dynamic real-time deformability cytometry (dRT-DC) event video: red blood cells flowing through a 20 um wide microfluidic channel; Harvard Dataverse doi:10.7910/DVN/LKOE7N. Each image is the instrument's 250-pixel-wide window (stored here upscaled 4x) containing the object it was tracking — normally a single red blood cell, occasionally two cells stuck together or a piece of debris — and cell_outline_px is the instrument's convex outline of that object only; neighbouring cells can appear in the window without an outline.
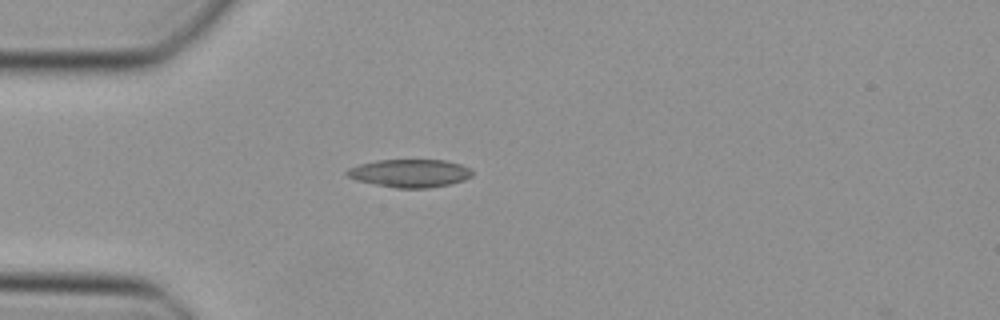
{"species": "Egyptian fruit bat (a non-hibernating species)", "species_latin": "Rousettus aegyptiacus", "temperature_condition": "cold", "stored_images_in_passage": 35, "camera_frame_rate_fps": 3000, "um_per_image_px": 0.085, "animal": {"sex": "female"}, "frame": {"image": 1, "passage_image": 1, "time_ms": 0.0, "image_size_px": [1000, 320], "cell_outline_px": [[472, 176], [464, 180], [448, 184], [428, 188], [396, 188], [356, 180], [348, 176], [344, 172], [348, 168], [360, 164], [376, 160], [444, 160], [460, 164], [472, 168]], "centroid_in_image_um": [34.84, 14.72], "position_along_channel_um": 50.2, "area_um2": 20.4}}
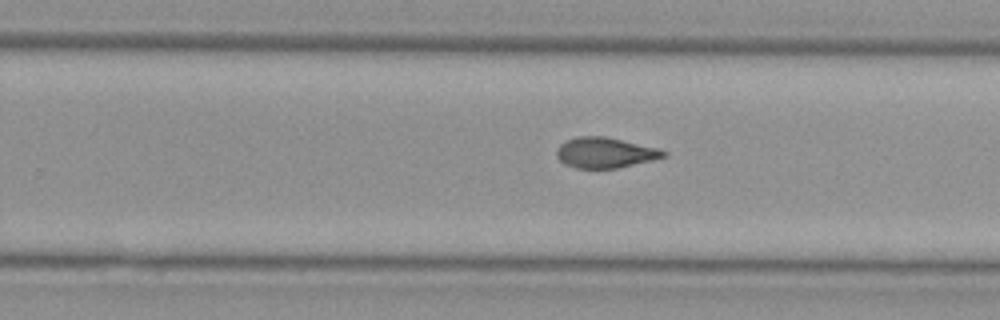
{"frame": {"image": 2, "passage_image": 18, "time_ms": 5.667, "image_size_px": [1000, 320], "cell_outline_px": [[668, 152], [664, 156], [652, 160], [616, 168], [576, 168], [564, 164], [556, 156], [556, 152], [560, 144], [576, 136], [604, 136], [660, 148]], "centroid_in_image_um": [51.42, 12.97], "position_along_channel_um": 278.4, "area_um2": 18.9}}
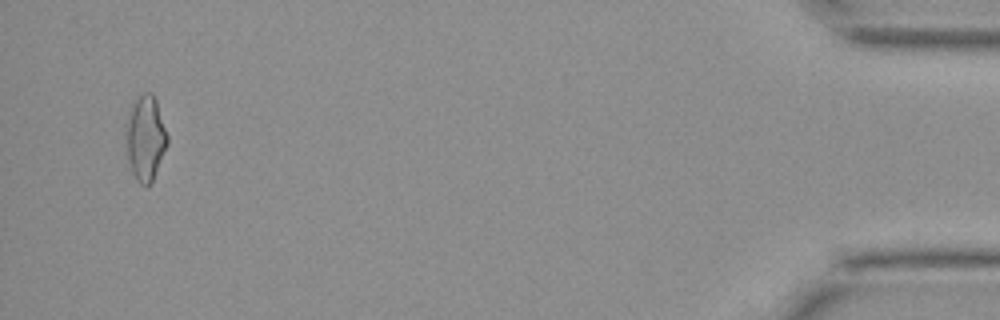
{"frame": {"image": 3, "passage_image": 34, "time_ms": 11.0, "image_size_px": [1000, 320], "cell_outline_px": [[168, 144], [152, 184], [140, 184], [136, 180], [132, 172], [128, 160], [128, 112], [132, 104], [144, 92], [152, 92], [156, 100], [168, 136]], "centroid_in_image_um": [12.41, 11.76], "position_along_channel_um": 422.8, "area_um2": 20.11}}